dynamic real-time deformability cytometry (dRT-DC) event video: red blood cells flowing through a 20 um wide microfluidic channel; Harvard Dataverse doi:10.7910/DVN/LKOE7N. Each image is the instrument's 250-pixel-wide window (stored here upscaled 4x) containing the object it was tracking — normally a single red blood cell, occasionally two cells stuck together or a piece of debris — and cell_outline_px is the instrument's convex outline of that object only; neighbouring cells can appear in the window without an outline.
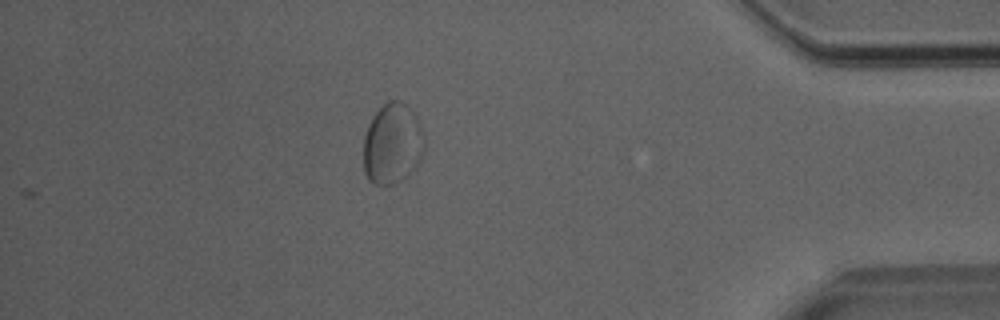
{"species": "Egyptian fruit bat (a non-hibernating species)", "species_latin": "Rousettus aegyptiacus", "temperature_condition": "room temperature", "stored_images_in_passage": 42, "camera_frame_rate_fps": 3000, "um_per_image_px": 0.085, "animal": {"sex": "male"}, "frame": {"image": 1, "passage_image": 42, "time_ms": 13.667, "image_size_px": [1000, 320], "cell_outline_px": [[424, 148], [420, 160], [416, 168], [408, 176], [400, 180], [388, 184], [372, 184], [368, 180], [364, 172], [364, 136], [368, 124], [372, 116], [388, 100], [400, 100], [416, 116], [424, 140]], "centroid_in_image_um": [33.34, 12.23], "position_along_channel_um": 401.9, "area_um2": 28.55}}